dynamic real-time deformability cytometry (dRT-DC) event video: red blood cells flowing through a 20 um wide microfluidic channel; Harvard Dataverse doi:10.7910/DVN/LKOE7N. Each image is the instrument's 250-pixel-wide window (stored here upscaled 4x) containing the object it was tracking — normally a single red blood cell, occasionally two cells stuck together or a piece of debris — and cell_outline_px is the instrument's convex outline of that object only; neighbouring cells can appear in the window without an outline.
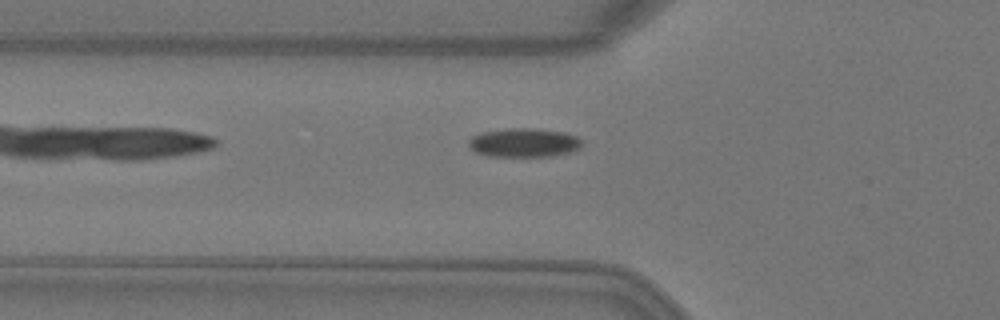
{"species": "Egyptian fruit bat (a non-hibernating species)", "species_latin": "Rousettus aegyptiacus", "temperature_condition": "warm", "stored_images_in_passage": 5, "camera_frame_rate_fps": 3000, "um_per_image_px": 0.085, "animal": {"sex": "female"}, "frame": {"image": 1, "passage_image": 5, "time_ms": 1.333, "image_size_px": [1000, 320], "cell_outline_px": [[584, 144], [580, 148], [568, 152], [552, 156], [488, 156], [476, 152], [468, 144], [468, 140], [472, 136], [484, 132], [508, 128], [532, 128], [564, 132], [576, 136]], "centroid_in_image_um": [44.54, 12.12], "position_along_channel_um": 81.3, "area_um2": 18.96}}